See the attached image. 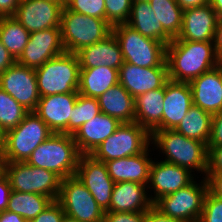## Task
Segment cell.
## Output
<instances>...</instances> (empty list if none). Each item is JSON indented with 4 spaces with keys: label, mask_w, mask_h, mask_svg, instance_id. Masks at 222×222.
<instances>
[{
    "label": "cell",
    "mask_w": 222,
    "mask_h": 222,
    "mask_svg": "<svg viewBox=\"0 0 222 222\" xmlns=\"http://www.w3.org/2000/svg\"><path fill=\"white\" fill-rule=\"evenodd\" d=\"M166 62L168 78L175 82H190L218 66L213 42L177 38L166 46Z\"/></svg>",
    "instance_id": "obj_1"
},
{
    "label": "cell",
    "mask_w": 222,
    "mask_h": 222,
    "mask_svg": "<svg viewBox=\"0 0 222 222\" xmlns=\"http://www.w3.org/2000/svg\"><path fill=\"white\" fill-rule=\"evenodd\" d=\"M153 149L163 156V161L184 167L193 174L206 178L208 169V148L204 142L187 138L175 130H155L151 134Z\"/></svg>",
    "instance_id": "obj_2"
},
{
    "label": "cell",
    "mask_w": 222,
    "mask_h": 222,
    "mask_svg": "<svg viewBox=\"0 0 222 222\" xmlns=\"http://www.w3.org/2000/svg\"><path fill=\"white\" fill-rule=\"evenodd\" d=\"M53 134L39 116L29 112L18 126L4 133L1 163L26 162L32 152Z\"/></svg>",
    "instance_id": "obj_3"
},
{
    "label": "cell",
    "mask_w": 222,
    "mask_h": 222,
    "mask_svg": "<svg viewBox=\"0 0 222 222\" xmlns=\"http://www.w3.org/2000/svg\"><path fill=\"white\" fill-rule=\"evenodd\" d=\"M80 156L72 135L54 133L32 152L26 163L65 179L76 175Z\"/></svg>",
    "instance_id": "obj_4"
},
{
    "label": "cell",
    "mask_w": 222,
    "mask_h": 222,
    "mask_svg": "<svg viewBox=\"0 0 222 222\" xmlns=\"http://www.w3.org/2000/svg\"><path fill=\"white\" fill-rule=\"evenodd\" d=\"M40 97L78 93L80 65L76 53L64 52L35 69Z\"/></svg>",
    "instance_id": "obj_5"
},
{
    "label": "cell",
    "mask_w": 222,
    "mask_h": 222,
    "mask_svg": "<svg viewBox=\"0 0 222 222\" xmlns=\"http://www.w3.org/2000/svg\"><path fill=\"white\" fill-rule=\"evenodd\" d=\"M61 40L65 52L76 53L93 45L112 33V26L105 20L68 10L61 14Z\"/></svg>",
    "instance_id": "obj_6"
},
{
    "label": "cell",
    "mask_w": 222,
    "mask_h": 222,
    "mask_svg": "<svg viewBox=\"0 0 222 222\" xmlns=\"http://www.w3.org/2000/svg\"><path fill=\"white\" fill-rule=\"evenodd\" d=\"M112 33L119 43L124 62L146 68L167 66V44L144 37L126 23L112 26Z\"/></svg>",
    "instance_id": "obj_7"
},
{
    "label": "cell",
    "mask_w": 222,
    "mask_h": 222,
    "mask_svg": "<svg viewBox=\"0 0 222 222\" xmlns=\"http://www.w3.org/2000/svg\"><path fill=\"white\" fill-rule=\"evenodd\" d=\"M1 170L9 178L11 190L37 193L57 201L61 178L54 172L26 162L1 163Z\"/></svg>",
    "instance_id": "obj_8"
},
{
    "label": "cell",
    "mask_w": 222,
    "mask_h": 222,
    "mask_svg": "<svg viewBox=\"0 0 222 222\" xmlns=\"http://www.w3.org/2000/svg\"><path fill=\"white\" fill-rule=\"evenodd\" d=\"M150 144L151 134L145 128L136 122L121 123L90 155L105 163L142 153Z\"/></svg>",
    "instance_id": "obj_9"
},
{
    "label": "cell",
    "mask_w": 222,
    "mask_h": 222,
    "mask_svg": "<svg viewBox=\"0 0 222 222\" xmlns=\"http://www.w3.org/2000/svg\"><path fill=\"white\" fill-rule=\"evenodd\" d=\"M198 178L188 186L159 198L153 205L171 218L184 222H198L208 192L206 178Z\"/></svg>",
    "instance_id": "obj_10"
},
{
    "label": "cell",
    "mask_w": 222,
    "mask_h": 222,
    "mask_svg": "<svg viewBox=\"0 0 222 222\" xmlns=\"http://www.w3.org/2000/svg\"><path fill=\"white\" fill-rule=\"evenodd\" d=\"M57 202L65 215L80 222H103L105 211L76 176L61 179Z\"/></svg>",
    "instance_id": "obj_11"
},
{
    "label": "cell",
    "mask_w": 222,
    "mask_h": 222,
    "mask_svg": "<svg viewBox=\"0 0 222 222\" xmlns=\"http://www.w3.org/2000/svg\"><path fill=\"white\" fill-rule=\"evenodd\" d=\"M154 160L150 166L148 193L153 204L161 197L174 193L191 184L197 176L190 170L163 161ZM153 194V195H152Z\"/></svg>",
    "instance_id": "obj_12"
},
{
    "label": "cell",
    "mask_w": 222,
    "mask_h": 222,
    "mask_svg": "<svg viewBox=\"0 0 222 222\" xmlns=\"http://www.w3.org/2000/svg\"><path fill=\"white\" fill-rule=\"evenodd\" d=\"M0 88L29 112H34L40 95L35 69L15 62L0 75Z\"/></svg>",
    "instance_id": "obj_13"
},
{
    "label": "cell",
    "mask_w": 222,
    "mask_h": 222,
    "mask_svg": "<svg viewBox=\"0 0 222 222\" xmlns=\"http://www.w3.org/2000/svg\"><path fill=\"white\" fill-rule=\"evenodd\" d=\"M75 176L91 192L97 204L107 212L115 182L109 176L106 164L92 155H81Z\"/></svg>",
    "instance_id": "obj_14"
},
{
    "label": "cell",
    "mask_w": 222,
    "mask_h": 222,
    "mask_svg": "<svg viewBox=\"0 0 222 222\" xmlns=\"http://www.w3.org/2000/svg\"><path fill=\"white\" fill-rule=\"evenodd\" d=\"M64 4L53 0H20L13 17L29 32L60 27Z\"/></svg>",
    "instance_id": "obj_15"
},
{
    "label": "cell",
    "mask_w": 222,
    "mask_h": 222,
    "mask_svg": "<svg viewBox=\"0 0 222 222\" xmlns=\"http://www.w3.org/2000/svg\"><path fill=\"white\" fill-rule=\"evenodd\" d=\"M64 52L61 40V28L52 27L30 33L28 43L16 62L20 65L36 69L46 61Z\"/></svg>",
    "instance_id": "obj_16"
},
{
    "label": "cell",
    "mask_w": 222,
    "mask_h": 222,
    "mask_svg": "<svg viewBox=\"0 0 222 222\" xmlns=\"http://www.w3.org/2000/svg\"><path fill=\"white\" fill-rule=\"evenodd\" d=\"M118 73L119 83L134 99L151 90L162 88L169 80L168 66L146 68L124 62Z\"/></svg>",
    "instance_id": "obj_17"
},
{
    "label": "cell",
    "mask_w": 222,
    "mask_h": 222,
    "mask_svg": "<svg viewBox=\"0 0 222 222\" xmlns=\"http://www.w3.org/2000/svg\"><path fill=\"white\" fill-rule=\"evenodd\" d=\"M78 93H64L40 97L34 113L53 133L68 134V124Z\"/></svg>",
    "instance_id": "obj_18"
},
{
    "label": "cell",
    "mask_w": 222,
    "mask_h": 222,
    "mask_svg": "<svg viewBox=\"0 0 222 222\" xmlns=\"http://www.w3.org/2000/svg\"><path fill=\"white\" fill-rule=\"evenodd\" d=\"M218 19L210 4L183 10L182 28L177 39L213 42Z\"/></svg>",
    "instance_id": "obj_19"
},
{
    "label": "cell",
    "mask_w": 222,
    "mask_h": 222,
    "mask_svg": "<svg viewBox=\"0 0 222 222\" xmlns=\"http://www.w3.org/2000/svg\"><path fill=\"white\" fill-rule=\"evenodd\" d=\"M150 144L142 153L134 156L113 159L105 162L111 179L117 182H135L148 185L150 166L153 161L151 152L154 149Z\"/></svg>",
    "instance_id": "obj_20"
},
{
    "label": "cell",
    "mask_w": 222,
    "mask_h": 222,
    "mask_svg": "<svg viewBox=\"0 0 222 222\" xmlns=\"http://www.w3.org/2000/svg\"><path fill=\"white\" fill-rule=\"evenodd\" d=\"M193 105L214 115L222 111V70L217 66L189 82Z\"/></svg>",
    "instance_id": "obj_21"
},
{
    "label": "cell",
    "mask_w": 222,
    "mask_h": 222,
    "mask_svg": "<svg viewBox=\"0 0 222 222\" xmlns=\"http://www.w3.org/2000/svg\"><path fill=\"white\" fill-rule=\"evenodd\" d=\"M163 102L162 130H174L193 105L189 82L168 80Z\"/></svg>",
    "instance_id": "obj_22"
},
{
    "label": "cell",
    "mask_w": 222,
    "mask_h": 222,
    "mask_svg": "<svg viewBox=\"0 0 222 222\" xmlns=\"http://www.w3.org/2000/svg\"><path fill=\"white\" fill-rule=\"evenodd\" d=\"M120 125L121 122L118 119L100 112L81 125L72 137L81 155H90Z\"/></svg>",
    "instance_id": "obj_23"
},
{
    "label": "cell",
    "mask_w": 222,
    "mask_h": 222,
    "mask_svg": "<svg viewBox=\"0 0 222 222\" xmlns=\"http://www.w3.org/2000/svg\"><path fill=\"white\" fill-rule=\"evenodd\" d=\"M80 68L108 66L118 69L124 64L123 54L113 33L105 39L76 52Z\"/></svg>",
    "instance_id": "obj_24"
},
{
    "label": "cell",
    "mask_w": 222,
    "mask_h": 222,
    "mask_svg": "<svg viewBox=\"0 0 222 222\" xmlns=\"http://www.w3.org/2000/svg\"><path fill=\"white\" fill-rule=\"evenodd\" d=\"M152 205L147 185L117 182L107 212H146Z\"/></svg>",
    "instance_id": "obj_25"
},
{
    "label": "cell",
    "mask_w": 222,
    "mask_h": 222,
    "mask_svg": "<svg viewBox=\"0 0 222 222\" xmlns=\"http://www.w3.org/2000/svg\"><path fill=\"white\" fill-rule=\"evenodd\" d=\"M165 85L139 95L134 99L135 122L150 134L162 130V114L164 109Z\"/></svg>",
    "instance_id": "obj_26"
},
{
    "label": "cell",
    "mask_w": 222,
    "mask_h": 222,
    "mask_svg": "<svg viewBox=\"0 0 222 222\" xmlns=\"http://www.w3.org/2000/svg\"><path fill=\"white\" fill-rule=\"evenodd\" d=\"M144 37L169 44L173 38L163 29L161 22L155 17L148 1L133 0L130 16L126 22Z\"/></svg>",
    "instance_id": "obj_27"
},
{
    "label": "cell",
    "mask_w": 222,
    "mask_h": 222,
    "mask_svg": "<svg viewBox=\"0 0 222 222\" xmlns=\"http://www.w3.org/2000/svg\"><path fill=\"white\" fill-rule=\"evenodd\" d=\"M100 112L121 123L135 122V103L132 95L120 84L111 87L98 98Z\"/></svg>",
    "instance_id": "obj_28"
},
{
    "label": "cell",
    "mask_w": 222,
    "mask_h": 222,
    "mask_svg": "<svg viewBox=\"0 0 222 222\" xmlns=\"http://www.w3.org/2000/svg\"><path fill=\"white\" fill-rule=\"evenodd\" d=\"M118 83V69L108 66L80 68L78 93L86 97L98 98Z\"/></svg>",
    "instance_id": "obj_29"
},
{
    "label": "cell",
    "mask_w": 222,
    "mask_h": 222,
    "mask_svg": "<svg viewBox=\"0 0 222 222\" xmlns=\"http://www.w3.org/2000/svg\"><path fill=\"white\" fill-rule=\"evenodd\" d=\"M212 117L209 112L192 105L174 130L187 138L199 140L207 145L211 136Z\"/></svg>",
    "instance_id": "obj_30"
},
{
    "label": "cell",
    "mask_w": 222,
    "mask_h": 222,
    "mask_svg": "<svg viewBox=\"0 0 222 222\" xmlns=\"http://www.w3.org/2000/svg\"><path fill=\"white\" fill-rule=\"evenodd\" d=\"M52 202L53 200L45 195L12 190L6 210L19 214L28 222L36 218Z\"/></svg>",
    "instance_id": "obj_31"
},
{
    "label": "cell",
    "mask_w": 222,
    "mask_h": 222,
    "mask_svg": "<svg viewBox=\"0 0 222 222\" xmlns=\"http://www.w3.org/2000/svg\"><path fill=\"white\" fill-rule=\"evenodd\" d=\"M30 33L13 16L0 17V41L17 60L28 43Z\"/></svg>",
    "instance_id": "obj_32"
},
{
    "label": "cell",
    "mask_w": 222,
    "mask_h": 222,
    "mask_svg": "<svg viewBox=\"0 0 222 222\" xmlns=\"http://www.w3.org/2000/svg\"><path fill=\"white\" fill-rule=\"evenodd\" d=\"M148 2L163 29L173 39L177 38L182 28L183 9L176 0H149Z\"/></svg>",
    "instance_id": "obj_33"
},
{
    "label": "cell",
    "mask_w": 222,
    "mask_h": 222,
    "mask_svg": "<svg viewBox=\"0 0 222 222\" xmlns=\"http://www.w3.org/2000/svg\"><path fill=\"white\" fill-rule=\"evenodd\" d=\"M28 113V110L0 88V130L3 133L18 126Z\"/></svg>",
    "instance_id": "obj_34"
},
{
    "label": "cell",
    "mask_w": 222,
    "mask_h": 222,
    "mask_svg": "<svg viewBox=\"0 0 222 222\" xmlns=\"http://www.w3.org/2000/svg\"><path fill=\"white\" fill-rule=\"evenodd\" d=\"M100 113L97 98L86 97L78 93L76 103L72 109V118L68 124V134L73 135L81 125L90 121Z\"/></svg>",
    "instance_id": "obj_35"
},
{
    "label": "cell",
    "mask_w": 222,
    "mask_h": 222,
    "mask_svg": "<svg viewBox=\"0 0 222 222\" xmlns=\"http://www.w3.org/2000/svg\"><path fill=\"white\" fill-rule=\"evenodd\" d=\"M133 0H105L106 21L111 25L125 24L130 16Z\"/></svg>",
    "instance_id": "obj_36"
},
{
    "label": "cell",
    "mask_w": 222,
    "mask_h": 222,
    "mask_svg": "<svg viewBox=\"0 0 222 222\" xmlns=\"http://www.w3.org/2000/svg\"><path fill=\"white\" fill-rule=\"evenodd\" d=\"M68 10L106 20L105 0H67Z\"/></svg>",
    "instance_id": "obj_37"
},
{
    "label": "cell",
    "mask_w": 222,
    "mask_h": 222,
    "mask_svg": "<svg viewBox=\"0 0 222 222\" xmlns=\"http://www.w3.org/2000/svg\"><path fill=\"white\" fill-rule=\"evenodd\" d=\"M198 222H222V199L208 191Z\"/></svg>",
    "instance_id": "obj_38"
},
{
    "label": "cell",
    "mask_w": 222,
    "mask_h": 222,
    "mask_svg": "<svg viewBox=\"0 0 222 222\" xmlns=\"http://www.w3.org/2000/svg\"><path fill=\"white\" fill-rule=\"evenodd\" d=\"M64 215L65 213L62 206L57 201H53L36 218L28 222H61Z\"/></svg>",
    "instance_id": "obj_39"
},
{
    "label": "cell",
    "mask_w": 222,
    "mask_h": 222,
    "mask_svg": "<svg viewBox=\"0 0 222 222\" xmlns=\"http://www.w3.org/2000/svg\"><path fill=\"white\" fill-rule=\"evenodd\" d=\"M103 222H146V212H105Z\"/></svg>",
    "instance_id": "obj_40"
},
{
    "label": "cell",
    "mask_w": 222,
    "mask_h": 222,
    "mask_svg": "<svg viewBox=\"0 0 222 222\" xmlns=\"http://www.w3.org/2000/svg\"><path fill=\"white\" fill-rule=\"evenodd\" d=\"M222 146V111L212 117L211 136L207 147Z\"/></svg>",
    "instance_id": "obj_41"
},
{
    "label": "cell",
    "mask_w": 222,
    "mask_h": 222,
    "mask_svg": "<svg viewBox=\"0 0 222 222\" xmlns=\"http://www.w3.org/2000/svg\"><path fill=\"white\" fill-rule=\"evenodd\" d=\"M208 148L207 173H222V146Z\"/></svg>",
    "instance_id": "obj_42"
},
{
    "label": "cell",
    "mask_w": 222,
    "mask_h": 222,
    "mask_svg": "<svg viewBox=\"0 0 222 222\" xmlns=\"http://www.w3.org/2000/svg\"><path fill=\"white\" fill-rule=\"evenodd\" d=\"M11 191L9 178L0 170V212L7 209Z\"/></svg>",
    "instance_id": "obj_43"
},
{
    "label": "cell",
    "mask_w": 222,
    "mask_h": 222,
    "mask_svg": "<svg viewBox=\"0 0 222 222\" xmlns=\"http://www.w3.org/2000/svg\"><path fill=\"white\" fill-rule=\"evenodd\" d=\"M206 180L208 184V191L222 199V173H207Z\"/></svg>",
    "instance_id": "obj_44"
},
{
    "label": "cell",
    "mask_w": 222,
    "mask_h": 222,
    "mask_svg": "<svg viewBox=\"0 0 222 222\" xmlns=\"http://www.w3.org/2000/svg\"><path fill=\"white\" fill-rule=\"evenodd\" d=\"M146 222H184L182 220L171 218L162 213L158 208L152 205L146 211Z\"/></svg>",
    "instance_id": "obj_45"
},
{
    "label": "cell",
    "mask_w": 222,
    "mask_h": 222,
    "mask_svg": "<svg viewBox=\"0 0 222 222\" xmlns=\"http://www.w3.org/2000/svg\"><path fill=\"white\" fill-rule=\"evenodd\" d=\"M15 62L16 60L0 41V75Z\"/></svg>",
    "instance_id": "obj_46"
},
{
    "label": "cell",
    "mask_w": 222,
    "mask_h": 222,
    "mask_svg": "<svg viewBox=\"0 0 222 222\" xmlns=\"http://www.w3.org/2000/svg\"><path fill=\"white\" fill-rule=\"evenodd\" d=\"M20 3V0H0V17L13 16Z\"/></svg>",
    "instance_id": "obj_47"
},
{
    "label": "cell",
    "mask_w": 222,
    "mask_h": 222,
    "mask_svg": "<svg viewBox=\"0 0 222 222\" xmlns=\"http://www.w3.org/2000/svg\"><path fill=\"white\" fill-rule=\"evenodd\" d=\"M214 50L217 58L222 57V19H218L213 38Z\"/></svg>",
    "instance_id": "obj_48"
},
{
    "label": "cell",
    "mask_w": 222,
    "mask_h": 222,
    "mask_svg": "<svg viewBox=\"0 0 222 222\" xmlns=\"http://www.w3.org/2000/svg\"><path fill=\"white\" fill-rule=\"evenodd\" d=\"M178 5L183 9L204 6L210 3V0H176Z\"/></svg>",
    "instance_id": "obj_49"
},
{
    "label": "cell",
    "mask_w": 222,
    "mask_h": 222,
    "mask_svg": "<svg viewBox=\"0 0 222 222\" xmlns=\"http://www.w3.org/2000/svg\"><path fill=\"white\" fill-rule=\"evenodd\" d=\"M0 222H27V221L19 214L5 210L0 212Z\"/></svg>",
    "instance_id": "obj_50"
},
{
    "label": "cell",
    "mask_w": 222,
    "mask_h": 222,
    "mask_svg": "<svg viewBox=\"0 0 222 222\" xmlns=\"http://www.w3.org/2000/svg\"><path fill=\"white\" fill-rule=\"evenodd\" d=\"M209 4L218 15V18L222 19V0H210Z\"/></svg>",
    "instance_id": "obj_51"
},
{
    "label": "cell",
    "mask_w": 222,
    "mask_h": 222,
    "mask_svg": "<svg viewBox=\"0 0 222 222\" xmlns=\"http://www.w3.org/2000/svg\"><path fill=\"white\" fill-rule=\"evenodd\" d=\"M61 222H80V221H78V220H76L74 218H71V217H69L67 215H64V217H63Z\"/></svg>",
    "instance_id": "obj_52"
},
{
    "label": "cell",
    "mask_w": 222,
    "mask_h": 222,
    "mask_svg": "<svg viewBox=\"0 0 222 222\" xmlns=\"http://www.w3.org/2000/svg\"><path fill=\"white\" fill-rule=\"evenodd\" d=\"M3 136H4V133L0 130V151L3 145Z\"/></svg>",
    "instance_id": "obj_53"
},
{
    "label": "cell",
    "mask_w": 222,
    "mask_h": 222,
    "mask_svg": "<svg viewBox=\"0 0 222 222\" xmlns=\"http://www.w3.org/2000/svg\"><path fill=\"white\" fill-rule=\"evenodd\" d=\"M218 67L222 70V57L218 59Z\"/></svg>",
    "instance_id": "obj_54"
},
{
    "label": "cell",
    "mask_w": 222,
    "mask_h": 222,
    "mask_svg": "<svg viewBox=\"0 0 222 222\" xmlns=\"http://www.w3.org/2000/svg\"><path fill=\"white\" fill-rule=\"evenodd\" d=\"M53 1L60 2V3H63L65 5L67 0H53Z\"/></svg>",
    "instance_id": "obj_55"
}]
</instances>
